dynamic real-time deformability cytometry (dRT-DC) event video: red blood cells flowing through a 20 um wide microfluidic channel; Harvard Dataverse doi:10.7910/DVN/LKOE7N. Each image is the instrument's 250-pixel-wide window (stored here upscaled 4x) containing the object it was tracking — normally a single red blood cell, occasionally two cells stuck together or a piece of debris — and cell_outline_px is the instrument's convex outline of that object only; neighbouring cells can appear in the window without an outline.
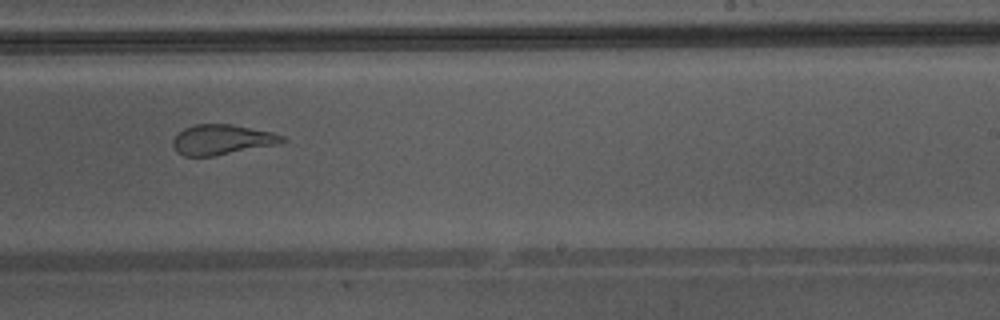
{"species": "Egyptian fruit bat (a non-hibernating species)", "species_latin": "Rousettus aegyptiacus", "temperature_condition": "warm", "stored_images_in_passage": 30, "camera_frame_rate_fps": 3000, "um_per_image_px": 0.085, "animal": {"sex": "male"}, "frame": {"image": 1, "passage_image": 18, "time_ms": 5.667, "image_size_px": [1000, 320], "cell_outline_px": [[288, 140], [276, 144], [212, 156], [184, 156], [176, 152], [172, 144], [172, 140], [184, 128], [192, 124], [232, 124], [272, 132], [284, 136]], "centroid_in_image_um": [18.84, 11.86], "position_along_channel_um": 270.2, "area_um2": 19.07}, "authors_computed_cell_mechanics": {"area_um2": 20.9525, "velocity_mm_per_s": 4.373, "shape_relaxation_time_tau1_ms": null, "shape_relaxation_time_tau2_ms": 1.0235, "deformation_change_tau1": null, "deformation_change_tau2": 0.0959}}